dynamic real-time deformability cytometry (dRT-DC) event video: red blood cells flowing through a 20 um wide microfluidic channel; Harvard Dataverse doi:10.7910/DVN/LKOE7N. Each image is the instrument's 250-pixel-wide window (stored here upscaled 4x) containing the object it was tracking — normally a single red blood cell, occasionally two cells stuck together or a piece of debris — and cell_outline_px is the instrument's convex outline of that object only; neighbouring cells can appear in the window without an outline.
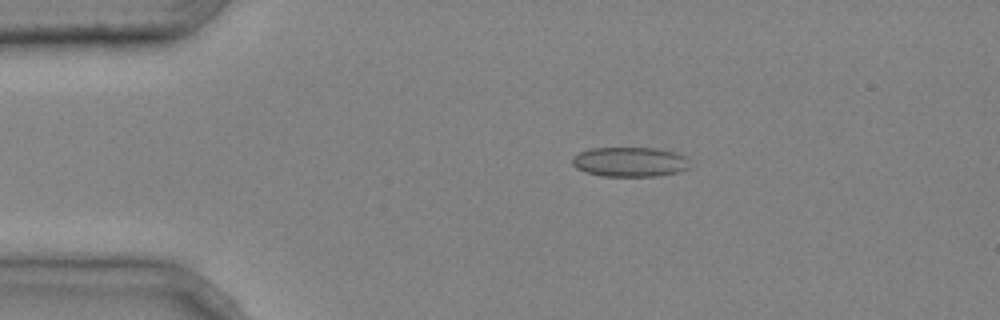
{"species": "common noctule bat (a hibernating species)", "species_latin": "Nyctalus noctula", "temperature_condition": "cold", "stored_images_in_passage": 3, "camera_frame_rate_fps": 3000, "um_per_image_px": 0.085, "animal": {"sex": "male", "body_mass_g": 20.4}, "frame": {"image": 1, "passage_image": 2, "time_ms": 0.333, "image_size_px": [1000, 320], "cell_outline_px": [[688, 168], [676, 172], [656, 176], [604, 176], [584, 172], [576, 168], [572, 164], [572, 156], [580, 152], [592, 148], [656, 148], [676, 152], [684, 156]], "centroid_in_image_um": [53.47, 13.76], "position_along_channel_um": 31.5, "area_um2": 20.17}}